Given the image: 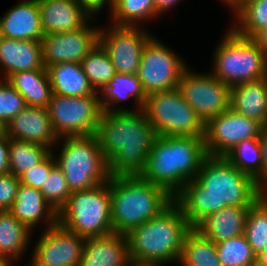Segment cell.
<instances>
[{"instance_id": "6da1fadb", "label": "cell", "mask_w": 267, "mask_h": 266, "mask_svg": "<svg viewBox=\"0 0 267 266\" xmlns=\"http://www.w3.org/2000/svg\"><path fill=\"white\" fill-rule=\"evenodd\" d=\"M259 184L225 157L208 156L195 179L174 197L189 225L195 228L208 215L229 207H251L259 199Z\"/></svg>"}, {"instance_id": "7a4b0ae2", "label": "cell", "mask_w": 267, "mask_h": 266, "mask_svg": "<svg viewBox=\"0 0 267 266\" xmlns=\"http://www.w3.org/2000/svg\"><path fill=\"white\" fill-rule=\"evenodd\" d=\"M95 135L111 176L139 175L158 137L143 109L102 111Z\"/></svg>"}, {"instance_id": "3957f363", "label": "cell", "mask_w": 267, "mask_h": 266, "mask_svg": "<svg viewBox=\"0 0 267 266\" xmlns=\"http://www.w3.org/2000/svg\"><path fill=\"white\" fill-rule=\"evenodd\" d=\"M207 157L204 138L158 136L139 176L175 197Z\"/></svg>"}, {"instance_id": "277c9868", "label": "cell", "mask_w": 267, "mask_h": 266, "mask_svg": "<svg viewBox=\"0 0 267 266\" xmlns=\"http://www.w3.org/2000/svg\"><path fill=\"white\" fill-rule=\"evenodd\" d=\"M191 229L180 206L173 201L158 216L126 234L131 262L159 265L179 262L184 239Z\"/></svg>"}, {"instance_id": "5b68a950", "label": "cell", "mask_w": 267, "mask_h": 266, "mask_svg": "<svg viewBox=\"0 0 267 266\" xmlns=\"http://www.w3.org/2000/svg\"><path fill=\"white\" fill-rule=\"evenodd\" d=\"M110 194L113 232L122 234L158 216L174 201L165 189L139 175L111 176Z\"/></svg>"}, {"instance_id": "8992f818", "label": "cell", "mask_w": 267, "mask_h": 266, "mask_svg": "<svg viewBox=\"0 0 267 266\" xmlns=\"http://www.w3.org/2000/svg\"><path fill=\"white\" fill-rule=\"evenodd\" d=\"M63 141L60 156L55 161L71 193L109 182L108 161L96 135L65 137Z\"/></svg>"}, {"instance_id": "52a82bcc", "label": "cell", "mask_w": 267, "mask_h": 266, "mask_svg": "<svg viewBox=\"0 0 267 266\" xmlns=\"http://www.w3.org/2000/svg\"><path fill=\"white\" fill-rule=\"evenodd\" d=\"M225 34L214 53L212 74L230 87L267 77V54L257 43L232 28Z\"/></svg>"}, {"instance_id": "ba28073f", "label": "cell", "mask_w": 267, "mask_h": 266, "mask_svg": "<svg viewBox=\"0 0 267 266\" xmlns=\"http://www.w3.org/2000/svg\"><path fill=\"white\" fill-rule=\"evenodd\" d=\"M58 223L84 239L113 233L110 180L90 190L71 193L58 212Z\"/></svg>"}, {"instance_id": "9c48e42d", "label": "cell", "mask_w": 267, "mask_h": 266, "mask_svg": "<svg viewBox=\"0 0 267 266\" xmlns=\"http://www.w3.org/2000/svg\"><path fill=\"white\" fill-rule=\"evenodd\" d=\"M143 110L158 136L204 138L205 123L177 88L147 96Z\"/></svg>"}, {"instance_id": "30bf717a", "label": "cell", "mask_w": 267, "mask_h": 266, "mask_svg": "<svg viewBox=\"0 0 267 266\" xmlns=\"http://www.w3.org/2000/svg\"><path fill=\"white\" fill-rule=\"evenodd\" d=\"M100 96L67 97L53 94L47 106L58 138L95 135L102 113Z\"/></svg>"}, {"instance_id": "8fae6325", "label": "cell", "mask_w": 267, "mask_h": 266, "mask_svg": "<svg viewBox=\"0 0 267 266\" xmlns=\"http://www.w3.org/2000/svg\"><path fill=\"white\" fill-rule=\"evenodd\" d=\"M186 65L171 49L151 36L143 49L137 73L146 96L177 88Z\"/></svg>"}, {"instance_id": "7c38bea8", "label": "cell", "mask_w": 267, "mask_h": 266, "mask_svg": "<svg viewBox=\"0 0 267 266\" xmlns=\"http://www.w3.org/2000/svg\"><path fill=\"white\" fill-rule=\"evenodd\" d=\"M177 89L204 123L230 109L231 87L211 73L199 74L186 69Z\"/></svg>"}, {"instance_id": "4fadbf2b", "label": "cell", "mask_w": 267, "mask_h": 266, "mask_svg": "<svg viewBox=\"0 0 267 266\" xmlns=\"http://www.w3.org/2000/svg\"><path fill=\"white\" fill-rule=\"evenodd\" d=\"M262 125L231 108L205 123L204 145L208 156L224 157L237 144L259 139Z\"/></svg>"}, {"instance_id": "5bb4252c", "label": "cell", "mask_w": 267, "mask_h": 266, "mask_svg": "<svg viewBox=\"0 0 267 266\" xmlns=\"http://www.w3.org/2000/svg\"><path fill=\"white\" fill-rule=\"evenodd\" d=\"M109 28L107 32L99 30L98 43L110 57L116 73L137 74L150 35L137 26L112 25Z\"/></svg>"}, {"instance_id": "9a60e30c", "label": "cell", "mask_w": 267, "mask_h": 266, "mask_svg": "<svg viewBox=\"0 0 267 266\" xmlns=\"http://www.w3.org/2000/svg\"><path fill=\"white\" fill-rule=\"evenodd\" d=\"M99 30L86 24L76 31L44 35L41 39L44 67L57 63H80L98 44Z\"/></svg>"}, {"instance_id": "2e32d148", "label": "cell", "mask_w": 267, "mask_h": 266, "mask_svg": "<svg viewBox=\"0 0 267 266\" xmlns=\"http://www.w3.org/2000/svg\"><path fill=\"white\" fill-rule=\"evenodd\" d=\"M85 239L58 222L45 230L33 256L48 266H79Z\"/></svg>"}, {"instance_id": "e0dca14e", "label": "cell", "mask_w": 267, "mask_h": 266, "mask_svg": "<svg viewBox=\"0 0 267 266\" xmlns=\"http://www.w3.org/2000/svg\"><path fill=\"white\" fill-rule=\"evenodd\" d=\"M8 138L51 148L57 137L47 108L27 106L4 126ZM51 145V146H50Z\"/></svg>"}, {"instance_id": "ac0fdd59", "label": "cell", "mask_w": 267, "mask_h": 266, "mask_svg": "<svg viewBox=\"0 0 267 266\" xmlns=\"http://www.w3.org/2000/svg\"><path fill=\"white\" fill-rule=\"evenodd\" d=\"M126 234L108 235L85 239L79 266H130Z\"/></svg>"}, {"instance_id": "d6986e66", "label": "cell", "mask_w": 267, "mask_h": 266, "mask_svg": "<svg viewBox=\"0 0 267 266\" xmlns=\"http://www.w3.org/2000/svg\"><path fill=\"white\" fill-rule=\"evenodd\" d=\"M44 35L76 31L91 17L77 0H38Z\"/></svg>"}, {"instance_id": "ffe728a7", "label": "cell", "mask_w": 267, "mask_h": 266, "mask_svg": "<svg viewBox=\"0 0 267 266\" xmlns=\"http://www.w3.org/2000/svg\"><path fill=\"white\" fill-rule=\"evenodd\" d=\"M0 36L8 39L41 41L44 36L38 0H24L0 18Z\"/></svg>"}, {"instance_id": "44dd1931", "label": "cell", "mask_w": 267, "mask_h": 266, "mask_svg": "<svg viewBox=\"0 0 267 266\" xmlns=\"http://www.w3.org/2000/svg\"><path fill=\"white\" fill-rule=\"evenodd\" d=\"M0 64L4 80L16 72L42 69L41 41L8 39L0 36Z\"/></svg>"}, {"instance_id": "7402d4cb", "label": "cell", "mask_w": 267, "mask_h": 266, "mask_svg": "<svg viewBox=\"0 0 267 266\" xmlns=\"http://www.w3.org/2000/svg\"><path fill=\"white\" fill-rule=\"evenodd\" d=\"M9 211L22 222L30 231L40 220L47 223V229L58 222V213L44 199L37 188L19 185L16 199Z\"/></svg>"}, {"instance_id": "603a6c76", "label": "cell", "mask_w": 267, "mask_h": 266, "mask_svg": "<svg viewBox=\"0 0 267 266\" xmlns=\"http://www.w3.org/2000/svg\"><path fill=\"white\" fill-rule=\"evenodd\" d=\"M249 208L226 206L208 215L195 229L215 243L241 236L244 234Z\"/></svg>"}, {"instance_id": "cb8c5ba5", "label": "cell", "mask_w": 267, "mask_h": 266, "mask_svg": "<svg viewBox=\"0 0 267 266\" xmlns=\"http://www.w3.org/2000/svg\"><path fill=\"white\" fill-rule=\"evenodd\" d=\"M230 108L265 125L267 115V77L231 87Z\"/></svg>"}, {"instance_id": "d4e9b609", "label": "cell", "mask_w": 267, "mask_h": 266, "mask_svg": "<svg viewBox=\"0 0 267 266\" xmlns=\"http://www.w3.org/2000/svg\"><path fill=\"white\" fill-rule=\"evenodd\" d=\"M52 93L67 97L99 94L90 85L80 63H57L47 67Z\"/></svg>"}, {"instance_id": "484cf974", "label": "cell", "mask_w": 267, "mask_h": 266, "mask_svg": "<svg viewBox=\"0 0 267 266\" xmlns=\"http://www.w3.org/2000/svg\"><path fill=\"white\" fill-rule=\"evenodd\" d=\"M6 81L25 98L27 106L47 108L53 95L47 68L16 72Z\"/></svg>"}, {"instance_id": "4316f807", "label": "cell", "mask_w": 267, "mask_h": 266, "mask_svg": "<svg viewBox=\"0 0 267 266\" xmlns=\"http://www.w3.org/2000/svg\"><path fill=\"white\" fill-rule=\"evenodd\" d=\"M100 106L102 111H134L131 109H115L111 108V103H119L122 100L134 97L137 107L142 110L147 96L142 88L141 82L138 79L137 74H119L116 73L114 77L104 86L101 90Z\"/></svg>"}, {"instance_id": "83f0119b", "label": "cell", "mask_w": 267, "mask_h": 266, "mask_svg": "<svg viewBox=\"0 0 267 266\" xmlns=\"http://www.w3.org/2000/svg\"><path fill=\"white\" fill-rule=\"evenodd\" d=\"M30 233L9 210H0V259L11 265L25 251Z\"/></svg>"}, {"instance_id": "f1b7e54d", "label": "cell", "mask_w": 267, "mask_h": 266, "mask_svg": "<svg viewBox=\"0 0 267 266\" xmlns=\"http://www.w3.org/2000/svg\"><path fill=\"white\" fill-rule=\"evenodd\" d=\"M179 263L182 266H222L216 244L192 228L186 235Z\"/></svg>"}, {"instance_id": "f546056e", "label": "cell", "mask_w": 267, "mask_h": 266, "mask_svg": "<svg viewBox=\"0 0 267 266\" xmlns=\"http://www.w3.org/2000/svg\"><path fill=\"white\" fill-rule=\"evenodd\" d=\"M51 152V149L41 144L9 138V173L20 177L28 169L36 167Z\"/></svg>"}, {"instance_id": "4dcf8cb0", "label": "cell", "mask_w": 267, "mask_h": 266, "mask_svg": "<svg viewBox=\"0 0 267 266\" xmlns=\"http://www.w3.org/2000/svg\"><path fill=\"white\" fill-rule=\"evenodd\" d=\"M238 170L262 185V154L259 139H247L224 156Z\"/></svg>"}, {"instance_id": "1f68e13d", "label": "cell", "mask_w": 267, "mask_h": 266, "mask_svg": "<svg viewBox=\"0 0 267 266\" xmlns=\"http://www.w3.org/2000/svg\"><path fill=\"white\" fill-rule=\"evenodd\" d=\"M234 12L238 26L232 29L242 37L252 38L267 26V0H244Z\"/></svg>"}, {"instance_id": "d6a6232c", "label": "cell", "mask_w": 267, "mask_h": 266, "mask_svg": "<svg viewBox=\"0 0 267 266\" xmlns=\"http://www.w3.org/2000/svg\"><path fill=\"white\" fill-rule=\"evenodd\" d=\"M80 64L90 85L96 92H100L116 74L110 57L99 43L85 56Z\"/></svg>"}, {"instance_id": "836d02e7", "label": "cell", "mask_w": 267, "mask_h": 266, "mask_svg": "<svg viewBox=\"0 0 267 266\" xmlns=\"http://www.w3.org/2000/svg\"><path fill=\"white\" fill-rule=\"evenodd\" d=\"M111 13L113 24L119 26H135L136 21L139 23L159 15L154 0H114Z\"/></svg>"}, {"instance_id": "e575fe53", "label": "cell", "mask_w": 267, "mask_h": 266, "mask_svg": "<svg viewBox=\"0 0 267 266\" xmlns=\"http://www.w3.org/2000/svg\"><path fill=\"white\" fill-rule=\"evenodd\" d=\"M215 244L222 266H256V255L244 234Z\"/></svg>"}, {"instance_id": "d590c367", "label": "cell", "mask_w": 267, "mask_h": 266, "mask_svg": "<svg viewBox=\"0 0 267 266\" xmlns=\"http://www.w3.org/2000/svg\"><path fill=\"white\" fill-rule=\"evenodd\" d=\"M244 235L256 256L267 247V207L259 199L248 210Z\"/></svg>"}, {"instance_id": "8d00e7d4", "label": "cell", "mask_w": 267, "mask_h": 266, "mask_svg": "<svg viewBox=\"0 0 267 266\" xmlns=\"http://www.w3.org/2000/svg\"><path fill=\"white\" fill-rule=\"evenodd\" d=\"M39 190L44 199L57 213L66 204L71 195L65 175L57 165L51 169Z\"/></svg>"}, {"instance_id": "74e56055", "label": "cell", "mask_w": 267, "mask_h": 266, "mask_svg": "<svg viewBox=\"0 0 267 266\" xmlns=\"http://www.w3.org/2000/svg\"><path fill=\"white\" fill-rule=\"evenodd\" d=\"M26 107L25 98L6 80L0 78V126L4 128Z\"/></svg>"}, {"instance_id": "f35d334b", "label": "cell", "mask_w": 267, "mask_h": 266, "mask_svg": "<svg viewBox=\"0 0 267 266\" xmlns=\"http://www.w3.org/2000/svg\"><path fill=\"white\" fill-rule=\"evenodd\" d=\"M53 151L36 167H32L25 171L20 177L21 184L40 189L49 175L51 169L56 165Z\"/></svg>"}, {"instance_id": "ab89813d", "label": "cell", "mask_w": 267, "mask_h": 266, "mask_svg": "<svg viewBox=\"0 0 267 266\" xmlns=\"http://www.w3.org/2000/svg\"><path fill=\"white\" fill-rule=\"evenodd\" d=\"M19 177L10 173L0 174V210H9L16 199Z\"/></svg>"}, {"instance_id": "60d3db41", "label": "cell", "mask_w": 267, "mask_h": 266, "mask_svg": "<svg viewBox=\"0 0 267 266\" xmlns=\"http://www.w3.org/2000/svg\"><path fill=\"white\" fill-rule=\"evenodd\" d=\"M9 173V138L5 131H0V174Z\"/></svg>"}, {"instance_id": "b9f144b4", "label": "cell", "mask_w": 267, "mask_h": 266, "mask_svg": "<svg viewBox=\"0 0 267 266\" xmlns=\"http://www.w3.org/2000/svg\"><path fill=\"white\" fill-rule=\"evenodd\" d=\"M79 4L83 7V10L92 18V14L99 12L103 9L106 2H108L110 7V13L113 9L114 0H77Z\"/></svg>"}, {"instance_id": "7bdbcfd3", "label": "cell", "mask_w": 267, "mask_h": 266, "mask_svg": "<svg viewBox=\"0 0 267 266\" xmlns=\"http://www.w3.org/2000/svg\"><path fill=\"white\" fill-rule=\"evenodd\" d=\"M261 154H262V185L267 182V127H262L259 136Z\"/></svg>"}, {"instance_id": "ee69618b", "label": "cell", "mask_w": 267, "mask_h": 266, "mask_svg": "<svg viewBox=\"0 0 267 266\" xmlns=\"http://www.w3.org/2000/svg\"><path fill=\"white\" fill-rule=\"evenodd\" d=\"M252 39L267 54V26L259 30Z\"/></svg>"}, {"instance_id": "f6af8a7d", "label": "cell", "mask_w": 267, "mask_h": 266, "mask_svg": "<svg viewBox=\"0 0 267 266\" xmlns=\"http://www.w3.org/2000/svg\"><path fill=\"white\" fill-rule=\"evenodd\" d=\"M180 0H154L155 9L159 14L168 11Z\"/></svg>"}, {"instance_id": "bcb514c9", "label": "cell", "mask_w": 267, "mask_h": 266, "mask_svg": "<svg viewBox=\"0 0 267 266\" xmlns=\"http://www.w3.org/2000/svg\"><path fill=\"white\" fill-rule=\"evenodd\" d=\"M256 266H267V247L256 256Z\"/></svg>"}, {"instance_id": "7dc6e473", "label": "cell", "mask_w": 267, "mask_h": 266, "mask_svg": "<svg viewBox=\"0 0 267 266\" xmlns=\"http://www.w3.org/2000/svg\"><path fill=\"white\" fill-rule=\"evenodd\" d=\"M259 200L267 207V185L260 186Z\"/></svg>"}, {"instance_id": "c3c4849f", "label": "cell", "mask_w": 267, "mask_h": 266, "mask_svg": "<svg viewBox=\"0 0 267 266\" xmlns=\"http://www.w3.org/2000/svg\"><path fill=\"white\" fill-rule=\"evenodd\" d=\"M29 266H48V265L38 261L34 256H32L31 264Z\"/></svg>"}, {"instance_id": "681fc988", "label": "cell", "mask_w": 267, "mask_h": 266, "mask_svg": "<svg viewBox=\"0 0 267 266\" xmlns=\"http://www.w3.org/2000/svg\"><path fill=\"white\" fill-rule=\"evenodd\" d=\"M244 0H234L230 5V8H233L235 10Z\"/></svg>"}, {"instance_id": "f907efd6", "label": "cell", "mask_w": 267, "mask_h": 266, "mask_svg": "<svg viewBox=\"0 0 267 266\" xmlns=\"http://www.w3.org/2000/svg\"><path fill=\"white\" fill-rule=\"evenodd\" d=\"M130 266H160V265L159 264H140V263L132 262Z\"/></svg>"}, {"instance_id": "816d5d0a", "label": "cell", "mask_w": 267, "mask_h": 266, "mask_svg": "<svg viewBox=\"0 0 267 266\" xmlns=\"http://www.w3.org/2000/svg\"><path fill=\"white\" fill-rule=\"evenodd\" d=\"M0 266H10V264L5 260L0 259Z\"/></svg>"}, {"instance_id": "f5cc1de1", "label": "cell", "mask_w": 267, "mask_h": 266, "mask_svg": "<svg viewBox=\"0 0 267 266\" xmlns=\"http://www.w3.org/2000/svg\"><path fill=\"white\" fill-rule=\"evenodd\" d=\"M233 1H234V0H223L224 3L229 4V5H230Z\"/></svg>"}, {"instance_id": "db71d44e", "label": "cell", "mask_w": 267, "mask_h": 266, "mask_svg": "<svg viewBox=\"0 0 267 266\" xmlns=\"http://www.w3.org/2000/svg\"><path fill=\"white\" fill-rule=\"evenodd\" d=\"M264 127H267V115H266V121Z\"/></svg>"}]
</instances>
